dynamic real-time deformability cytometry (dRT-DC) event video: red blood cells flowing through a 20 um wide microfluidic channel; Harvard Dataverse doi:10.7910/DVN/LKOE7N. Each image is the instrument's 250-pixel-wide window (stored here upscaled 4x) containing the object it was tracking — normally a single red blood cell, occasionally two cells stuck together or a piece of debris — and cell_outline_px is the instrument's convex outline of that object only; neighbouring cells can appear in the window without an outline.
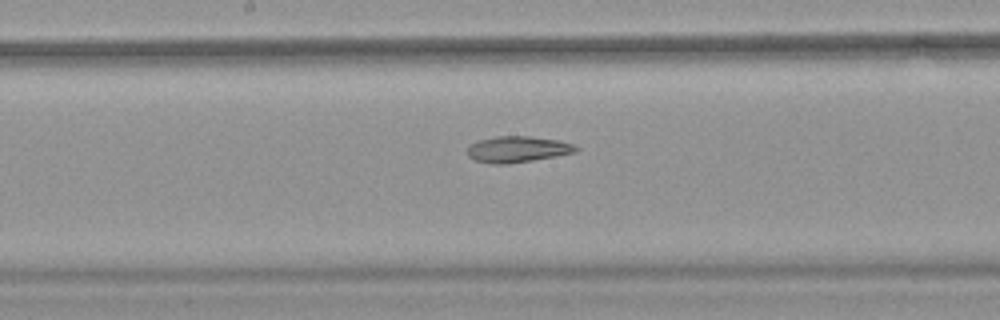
{"species": "common noctule bat (a hibernating species)", "species_latin": "Nyctalus noctula", "temperature_condition": "warm", "stored_images_in_passage": 28, "camera_frame_rate_fps": 3000, "um_per_image_px": 0.085, "animal": {"sex": "female", "body_mass_g": 18.4}, "frame": {"image": 1, "passage_image": 13, "time_ms": 4.0, "image_size_px": [1000, 320], "cell_outline_px": [[580, 148], [576, 152], [556, 156], [508, 164], [492, 164], [476, 160], [468, 156], [468, 148], [472, 144], [480, 140], [496, 136], [532, 136], [560, 140], [572, 144]], "centroid_in_image_um": [44.03, 12.68], "position_along_channel_um": 204.2, "area_um2": 16.47}}